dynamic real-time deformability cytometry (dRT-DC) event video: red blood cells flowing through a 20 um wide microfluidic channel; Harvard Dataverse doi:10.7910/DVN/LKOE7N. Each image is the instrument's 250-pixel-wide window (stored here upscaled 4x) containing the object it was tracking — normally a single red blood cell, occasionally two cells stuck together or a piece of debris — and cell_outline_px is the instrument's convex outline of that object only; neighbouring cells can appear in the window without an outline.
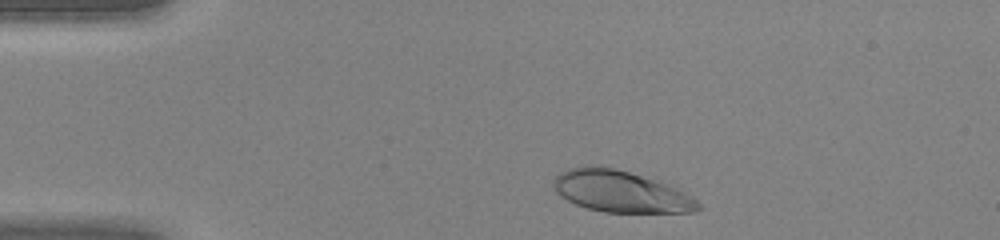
{"species": "human", "species_latin": "Homo sapiens", "temperature_condition": "warm", "stored_images_in_passage": 35, "camera_frame_rate_fps": 3000, "um_per_image_px": 0.085, "donor": {"sex": "female"}, "frame": {"image": 1, "passage_image": 3, "time_ms": 0.667, "image_size_px": [1000, 240], "cell_outline_px": [[704, 208], [692, 212], [604, 212], [588, 208], [576, 204], [560, 196], [556, 192], [552, 184], [552, 180], [560, 172], [568, 168], [584, 164], [612, 168], [628, 172], [668, 184], [676, 188], [696, 200]], "centroid_in_image_um": [52.7, 16.27], "position_along_channel_um": 32.3, "area_um2": 34.85}}
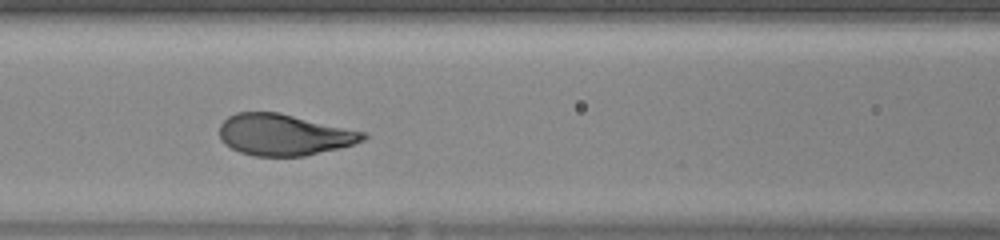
{"frame": {"image": 2, "passage_image": 14, "time_ms": 4.333, "image_size_px": [1000, 240], "cell_outline_px": [[368, 136], [364, 140], [340, 148], [304, 156], [256, 156], [240, 152], [224, 144], [220, 140], [220, 124], [228, 116], [236, 112], [280, 112], [368, 132]], "centroid_in_image_um": [24.16, 11.44], "position_along_channel_um": 142.4, "area_um2": 34.91}}
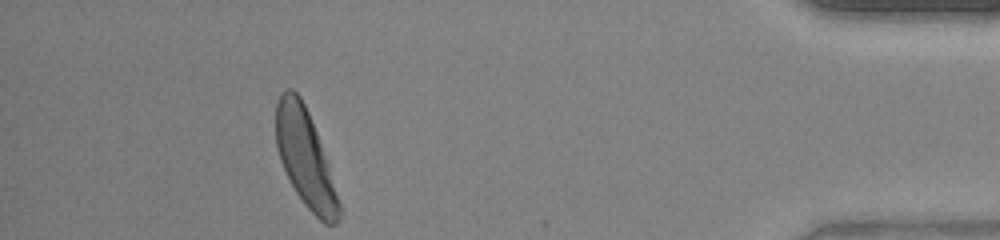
{"frame": {"image": 3, "passage_image": 35, "time_ms": 11.333, "image_size_px": [1000, 240], "cell_outline_px": [[344, 212], [340, 220], [336, 224], [324, 224], [304, 204], [296, 192], [280, 160], [276, 148], [276, 104], [280, 92], [284, 88], [292, 88], [300, 96], [308, 112], [316, 132], [328, 164]], "centroid_in_image_um": [25.97, 13.47], "position_along_channel_um": 409.2, "area_um2": 35.78}}